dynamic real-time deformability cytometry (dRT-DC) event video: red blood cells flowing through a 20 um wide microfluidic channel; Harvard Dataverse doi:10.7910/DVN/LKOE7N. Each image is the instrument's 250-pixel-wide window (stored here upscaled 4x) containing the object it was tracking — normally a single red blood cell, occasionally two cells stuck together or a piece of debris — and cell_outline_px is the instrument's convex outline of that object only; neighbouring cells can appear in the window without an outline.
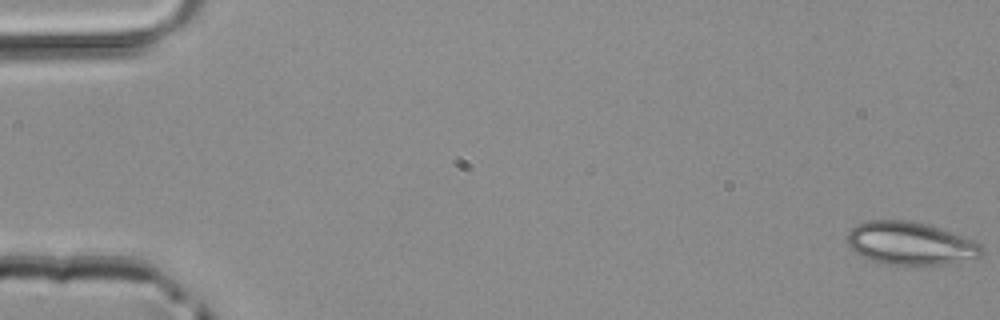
{"species": "common noctule bat (a hibernating species)", "species_latin": "Nyctalus noctula", "temperature_condition": "room temperature", "stored_images_in_passage": 48, "camera_frame_rate_fps": 3000, "um_per_image_px": 0.085, "animal": {"sex": "male", "body_mass_g": 20.4}, "frame": {"image": 1, "passage_image": 1, "time_ms": 0.0, "image_size_px": [1000, 320], "cell_outline_px": [[984, 252], [976, 260], [944, 264], [884, 264], [872, 260], [856, 252], [848, 244], [848, 232], [856, 224], [868, 220], [908, 220], [928, 224], [972, 240], [980, 244]], "centroid_in_image_um": [77.41, 20.68], "position_along_channel_um": 7.6, "area_um2": 33.47}}
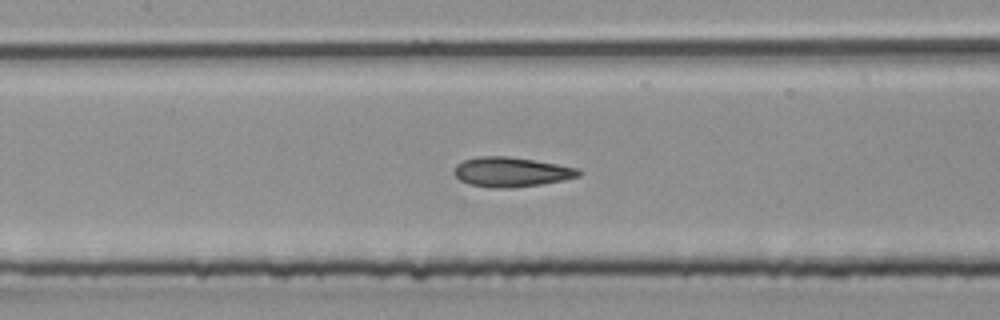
{"frame": {"image": 2, "passage_image": 23, "time_ms": 7.333, "image_size_px": [1000, 320], "cell_outline_px": [[584, 172], [580, 176], [564, 180], [540, 184], [512, 188], [488, 188], [468, 184], [460, 180], [452, 172], [456, 164], [464, 160], [480, 156], [508, 156], [580, 168]], "centroid_in_image_um": [43.46, 14.62], "position_along_channel_um": 163.9, "area_um2": 21.73}}
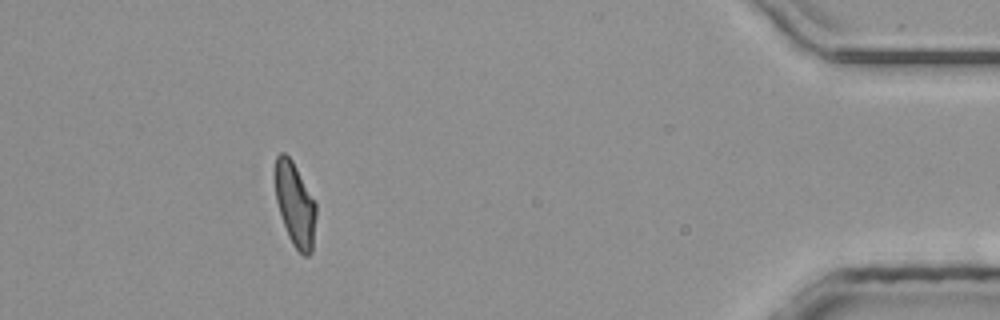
{"frame": {"image": 3, "passage_image": 44, "time_ms": 14.333, "image_size_px": [1000, 320], "cell_outline_px": [[316, 216], [312, 252], [308, 256], [304, 256], [292, 244], [288, 236], [276, 200], [272, 172], [276, 156], [280, 152], [284, 152], [292, 160], [316, 204]], "centroid_in_image_um": [25.04, 17.33], "position_along_channel_um": 410.2, "area_um2": 20.23}}